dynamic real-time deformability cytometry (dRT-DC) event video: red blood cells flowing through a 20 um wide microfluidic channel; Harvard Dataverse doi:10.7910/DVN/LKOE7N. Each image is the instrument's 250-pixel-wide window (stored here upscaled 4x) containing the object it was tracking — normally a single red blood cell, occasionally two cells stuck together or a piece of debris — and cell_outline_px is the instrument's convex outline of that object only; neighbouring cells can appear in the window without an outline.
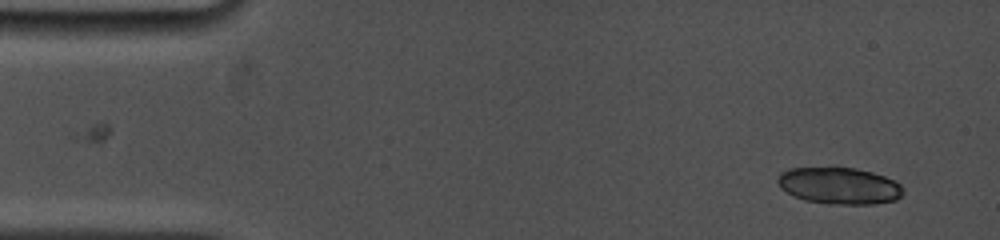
{"species": "common noctule bat (a hibernating species)", "species_latin": "Nyctalus noctula", "temperature_condition": "cold", "stored_images_in_passage": 6, "camera_frame_rate_fps": 5000, "um_per_image_px": 0.085, "animal": {"sex": "female", "body_mass_g": 19.0, "forearm_length_mm": 53.3}, "frame": {"image": 1, "passage_image": 1, "time_ms": 0.0, "image_size_px": [1000, 240], "cell_outline_px": [[904, 192], [896, 200], [876, 204], [828, 204], [804, 200], [792, 196], [780, 188], [776, 180], [780, 172], [788, 168], [836, 164], [856, 168], [872, 172], [884, 176], [900, 184], [904, 188]], "centroid_in_image_um": [71.27, 15.74], "position_along_channel_um": 13.7, "area_um2": 28.03}}
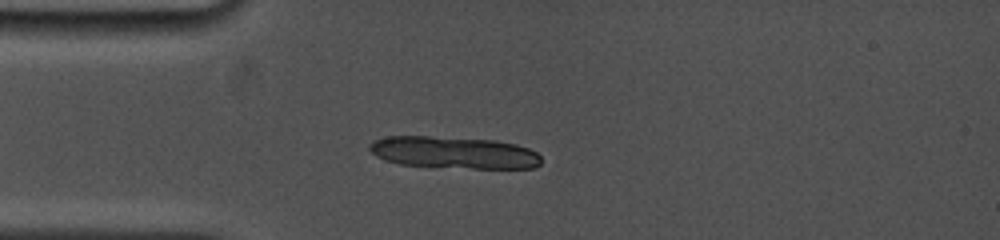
{"frame": {"image": 2, "passage_image": 6, "time_ms": 3.2, "image_size_px": [1000, 240], "cell_outline_px": [[540, 164], [536, 168], [472, 168], [400, 164], [384, 160], [376, 156], [368, 148], [368, 144], [372, 140], [388, 136], [428, 136], [496, 140], [516, 144], [528, 148], [536, 152], [540, 156]], "centroid_in_image_um": [38.56, 12.95], "position_along_channel_um": 46.4, "area_um2": 32.02}}